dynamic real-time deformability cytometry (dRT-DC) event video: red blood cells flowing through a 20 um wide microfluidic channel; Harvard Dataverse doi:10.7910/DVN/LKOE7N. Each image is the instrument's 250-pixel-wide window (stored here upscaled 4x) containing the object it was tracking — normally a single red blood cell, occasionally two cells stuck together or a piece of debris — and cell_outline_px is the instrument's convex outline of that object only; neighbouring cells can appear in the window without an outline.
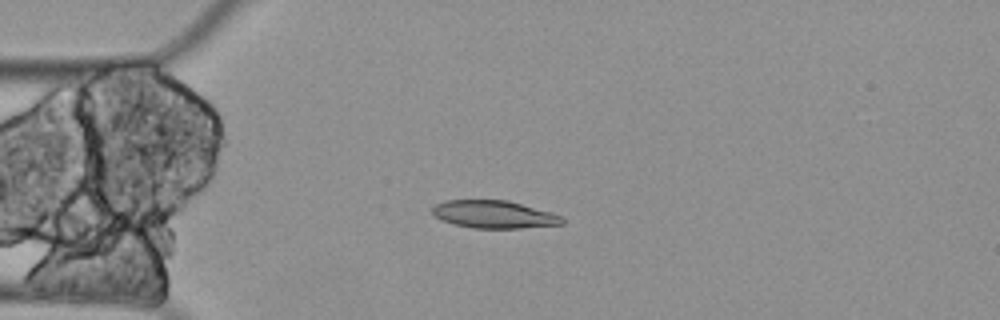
{"species": "Egyptian fruit bat (a non-hibernating species)", "species_latin": "Rousettus aegyptiacus", "temperature_condition": "cold", "stored_images_in_passage": 7, "camera_frame_rate_fps": 3000, "um_per_image_px": 0.085, "animal": {"sex": "female"}, "frame": {"image": 1, "passage_image": 4, "time_ms": 1.0, "image_size_px": [1000, 320], "cell_outline_px": [[564, 224], [520, 228], [472, 228], [456, 224], [444, 220], [436, 216], [432, 212], [432, 208], [436, 204], [444, 200], [508, 200], [552, 212], [560, 216], [564, 220]], "centroid_in_image_um": [42.02, 18.21], "position_along_channel_um": 43.0, "area_um2": 20.81}}
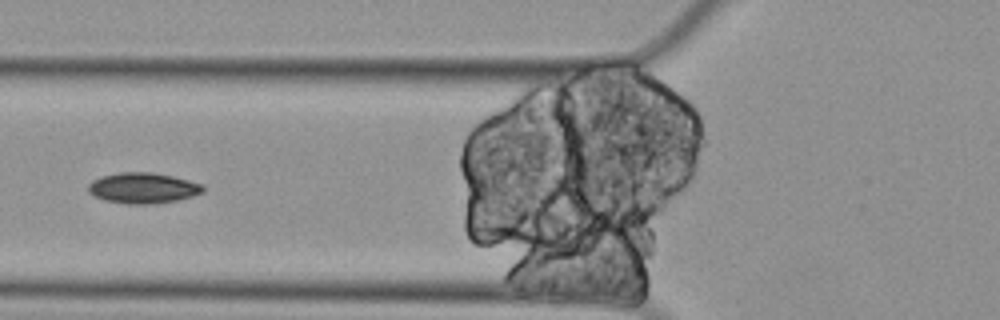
{"frame": {"image": 2, "passage_image": 6, "time_ms": 1.667, "image_size_px": [1000, 320], "cell_outline_px": [[204, 192], [192, 196], [176, 200], [156, 204], [128, 204], [104, 200], [88, 192], [88, 184], [92, 180], [100, 176], [120, 172], [152, 172], [172, 176], [204, 184]], "centroid_in_image_um": [12.15, 15.98], "position_along_channel_um": 113.6, "area_um2": 20.63}}
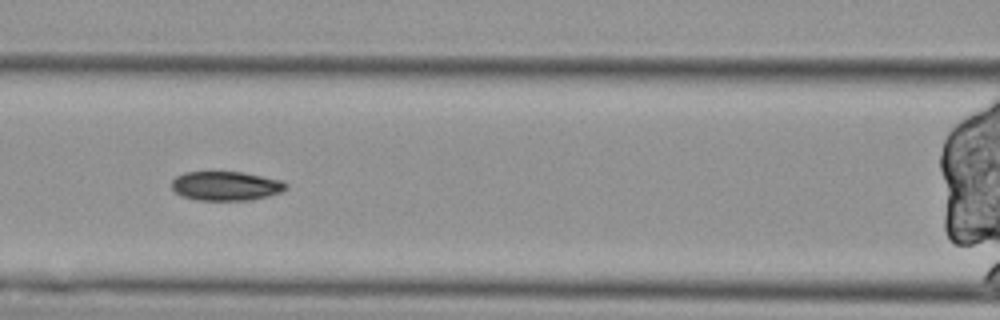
{"frame": {"image": 3, "passage_image": 7, "time_ms": 2.0, "image_size_px": [1000, 320], "cell_outline_px": [[288, 188], [280, 192], [268, 196], [248, 200], [196, 200], [184, 196], [176, 192], [172, 188], [172, 180], [176, 176], [184, 172], [244, 172], [280, 180], [288, 184]], "centroid_in_image_um": [19.21, 15.8], "position_along_channel_um": 147.4, "area_um2": 19.36}}